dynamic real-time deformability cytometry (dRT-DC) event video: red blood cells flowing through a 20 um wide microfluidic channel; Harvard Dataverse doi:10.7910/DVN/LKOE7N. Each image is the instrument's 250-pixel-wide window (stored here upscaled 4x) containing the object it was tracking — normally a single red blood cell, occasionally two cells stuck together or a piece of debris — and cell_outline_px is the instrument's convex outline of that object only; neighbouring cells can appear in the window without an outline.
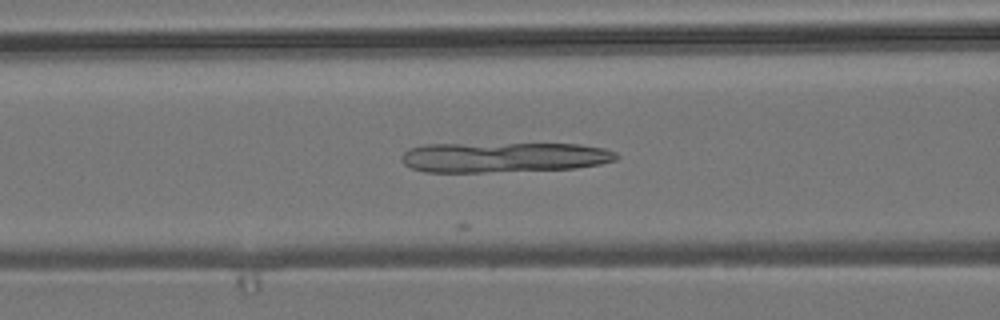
{"species": "common noctule bat (a hibernating species)", "species_latin": "Nyctalus noctula", "temperature_condition": "room temperature", "stored_images_in_passage": 13, "camera_frame_rate_fps": 3000, "um_per_image_px": 0.085, "animal": {"sex": "male", "body_mass_g": 19.2, "forearm_length_mm": 51.8}, "frame": {"image": 1, "passage_image": 6, "time_ms": 1.667, "image_size_px": [1000, 320], "cell_outline_px": [[620, 156], [616, 160], [600, 164], [576, 168], [484, 172], [424, 172], [412, 168], [404, 164], [400, 160], [400, 156], [408, 148], [424, 144], [580, 144], [604, 148], [616, 152]], "centroid_in_image_um": [42.8, 13.36], "position_along_channel_um": 123.8, "area_um2": 37.92}}
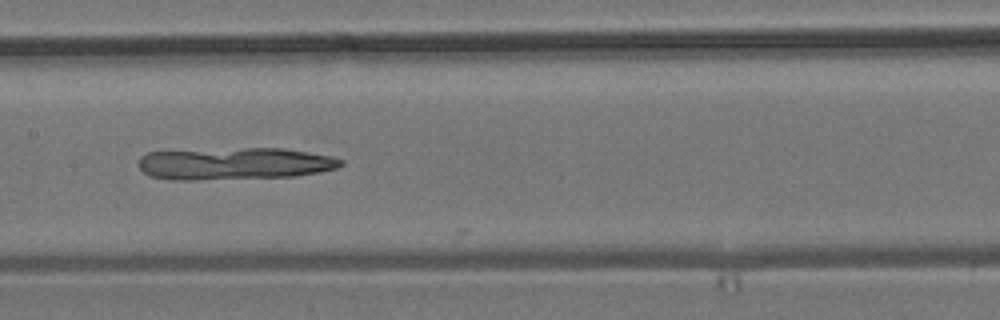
{"frame": {"image": 2, "passage_image": 11, "time_ms": 3.333, "image_size_px": [1000, 320], "cell_outline_px": [[344, 164], [336, 168], [320, 172], [296, 176], [200, 180], [168, 180], [148, 176], [140, 168], [140, 156], [148, 152], [244, 148], [284, 148], [332, 156], [344, 160]], "centroid_in_image_um": [19.95, 13.92], "position_along_channel_um": 187.4, "area_um2": 38.03}}